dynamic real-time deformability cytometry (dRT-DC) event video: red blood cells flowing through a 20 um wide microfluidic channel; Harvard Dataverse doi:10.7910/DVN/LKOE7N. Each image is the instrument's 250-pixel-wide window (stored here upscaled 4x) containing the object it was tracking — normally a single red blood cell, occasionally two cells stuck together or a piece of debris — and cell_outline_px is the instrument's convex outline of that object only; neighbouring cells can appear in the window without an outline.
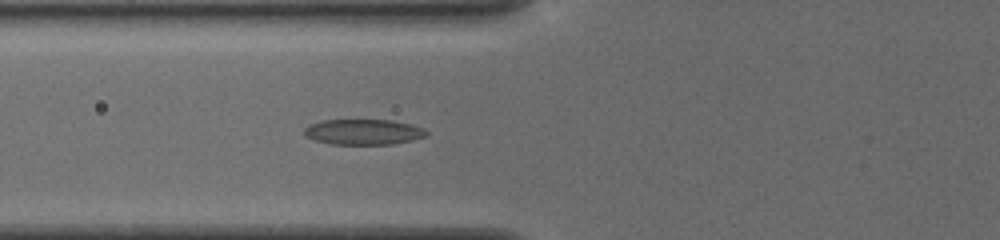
{"species": "common noctule bat (a hibernating species)", "species_latin": "Nyctalus noctula", "temperature_condition": "cold", "stored_images_in_passage": 37, "camera_frame_rate_fps": 3000, "um_per_image_px": 0.085, "animal": {"sex": "female", "body_mass_g": 19.5, "forearm_length_mm": 54.1}, "frame": {"image": 1, "passage_image": 7, "time_ms": 2.0, "image_size_px": [1000, 240], "cell_outline_px": [[428, 136], [412, 140], [392, 144], [332, 144], [312, 140], [304, 136], [304, 128], [308, 124], [320, 120], [388, 120], [412, 124], [424, 128], [428, 132]], "centroid_in_image_um": [30.86, 11.21], "position_along_channel_um": 94.9, "area_um2": 18.38}}
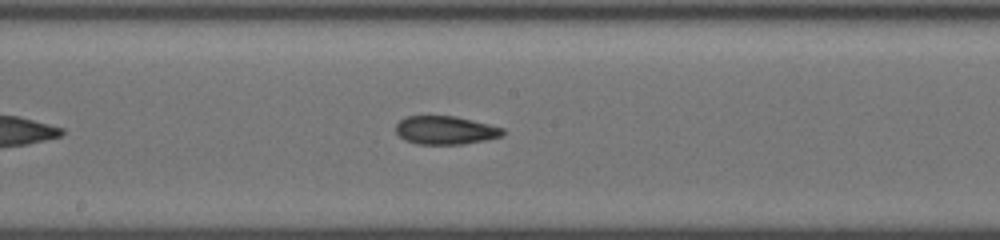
{"frame": {"image": 2, "passage_image": 16, "time_ms": 5.0, "image_size_px": [1000, 240], "cell_outline_px": [[504, 136], [464, 144], [416, 144], [404, 140], [396, 132], [396, 124], [400, 120], [408, 116], [456, 116], [504, 128]], "centroid_in_image_um": [37.86, 11.07], "position_along_channel_um": 210.3, "area_um2": 17.69}}
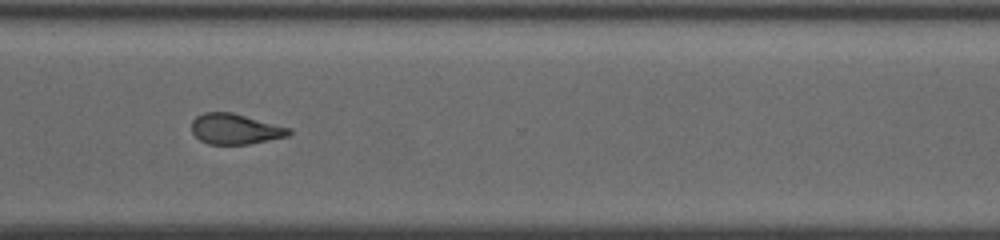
{"frame": {"image": 3, "passage_image": 27, "time_ms": 8.667, "image_size_px": [1000, 240], "cell_outline_px": [[292, 132], [288, 136], [248, 144], [208, 144], [200, 140], [192, 132], [192, 120], [196, 116], [204, 112], [232, 112], [292, 128]], "centroid_in_image_um": [20.0, 10.95], "position_along_channel_um": 350.6, "area_um2": 17.34}, "authors_computed_cell_mechanics": {"area_um2": 17.9758, "velocity_mm_per_s": 3.8318, "shape_relaxation_time_tau1_ms": 5.4223, "shape_relaxation_time_tau2_ms": 2.749, "deformation_change_tau1": 0.1549, "deformation_change_tau2": 0.1016}}